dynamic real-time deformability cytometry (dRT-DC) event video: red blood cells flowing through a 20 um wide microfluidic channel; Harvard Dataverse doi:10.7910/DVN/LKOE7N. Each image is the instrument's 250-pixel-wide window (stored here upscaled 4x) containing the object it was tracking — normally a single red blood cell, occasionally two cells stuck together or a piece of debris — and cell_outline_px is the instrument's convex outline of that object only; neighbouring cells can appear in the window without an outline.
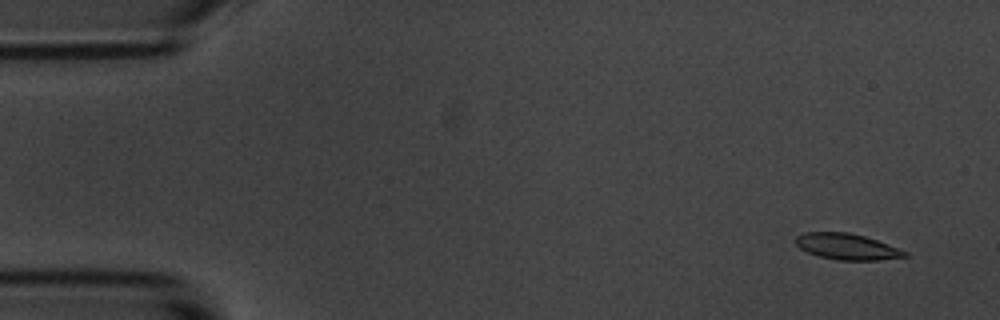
{"species": "common noctule bat (a hibernating species)", "species_latin": "Nyctalus noctula", "temperature_condition": "room temperature", "stored_images_in_passage": 4, "camera_frame_rate_fps": 3000, "um_per_image_px": 0.085, "animal": {"sex": "male", "body_mass_g": 20.1, "forearm_length_mm": 53.5}, "frame": {"image": 1, "passage_image": 1, "time_ms": 0.0, "image_size_px": [1000, 320], "cell_outline_px": [[908, 256], [880, 260], [836, 260], [820, 256], [808, 252], [800, 248], [792, 240], [796, 236], [804, 232], [848, 232], [864, 236], [888, 244], [908, 252]], "centroid_in_image_um": [71.96, 20.96], "position_along_channel_um": 13.0, "area_um2": 16.59}}
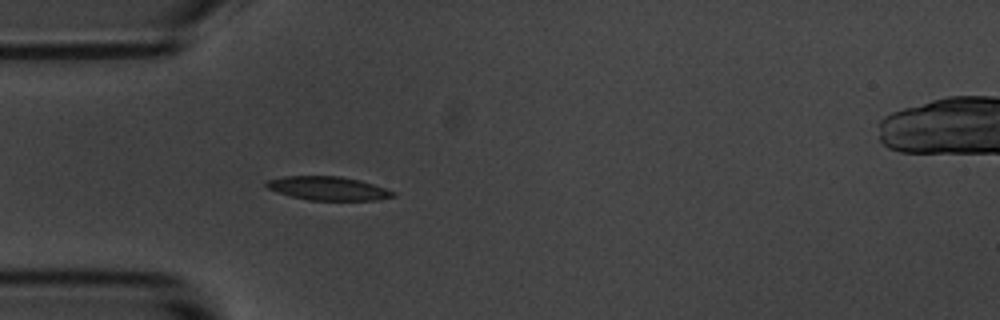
{"frame": {"image": 2, "passage_image": 4, "time_ms": 4.333, "image_size_px": [1000, 320], "cell_outline_px": [[396, 196], [376, 200], [308, 200], [276, 192], [268, 188], [264, 184], [264, 180], [284, 176], [340, 176], [360, 180], [396, 192]], "centroid_in_image_um": [27.85, 16.0], "position_along_channel_um": 57.2, "area_um2": 17.51}}